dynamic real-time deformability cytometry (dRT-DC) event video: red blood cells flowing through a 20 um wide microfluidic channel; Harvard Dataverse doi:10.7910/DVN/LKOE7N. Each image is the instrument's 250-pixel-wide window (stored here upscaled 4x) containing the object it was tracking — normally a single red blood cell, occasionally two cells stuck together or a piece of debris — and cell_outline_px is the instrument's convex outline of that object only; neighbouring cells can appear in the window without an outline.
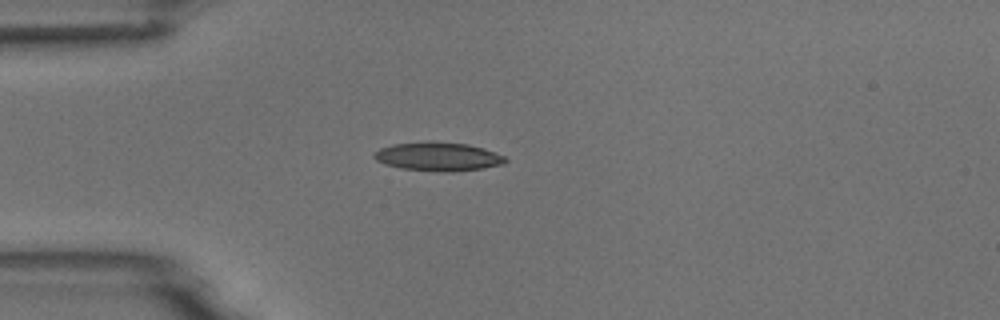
{"species": "common noctule bat (a hibernating species)", "species_latin": "Nyctalus noctula", "temperature_condition": "room temperature", "stored_images_in_passage": 1, "camera_frame_rate_fps": 3000, "um_per_image_px": 0.085, "animal": {"sex": "male", "body_mass_g": 18.8}, "frame": {"image": 1, "passage_image": 1, "time_ms": 0.0, "image_size_px": [1000, 320], "cell_outline_px": [[508, 160], [504, 164], [484, 168], [452, 172], [448, 172], [400, 168], [384, 164], [376, 160], [372, 156], [372, 152], [380, 148], [392, 144], [428, 140], [432, 140], [468, 144], [484, 148], [504, 156]], "centroid_in_image_um": [37.21, 13.29], "position_along_channel_um": 47.8, "area_um2": 22.37}}